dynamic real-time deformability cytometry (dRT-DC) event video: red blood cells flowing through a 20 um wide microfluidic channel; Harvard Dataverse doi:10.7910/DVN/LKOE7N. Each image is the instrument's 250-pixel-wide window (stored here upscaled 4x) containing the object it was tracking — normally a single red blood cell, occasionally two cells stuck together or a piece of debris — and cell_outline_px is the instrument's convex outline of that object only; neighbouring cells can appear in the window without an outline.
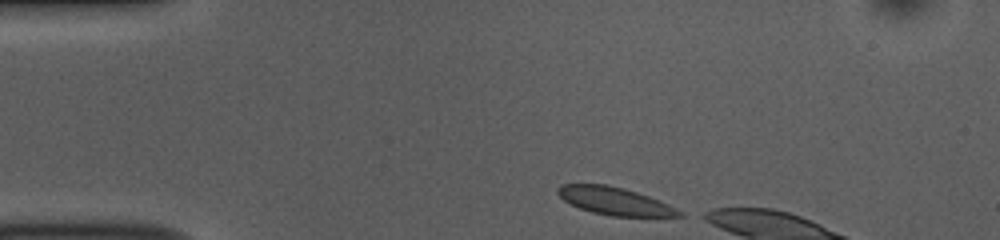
{"species": "common noctule bat (a hibernating species)", "species_latin": "Nyctalus noctula", "temperature_condition": "room temperature", "stored_images_in_passage": 7, "camera_frame_rate_fps": 3000, "um_per_image_px": 0.085, "animal": {"sex": "female", "body_mass_g": 10.0, "forearm_length_mm": 53.1}, "frame": {"image": 1, "passage_image": 1, "time_ms": 0.0, "image_size_px": [1000, 240], "cell_outline_px": [[684, 216], [612, 216], [592, 212], [580, 208], [564, 200], [556, 192], [556, 188], [560, 184], [608, 184], [624, 188], [660, 200], [684, 212]], "centroid_in_image_um": [52.25, 17.08], "position_along_channel_um": 32.8, "area_um2": 19.54}}